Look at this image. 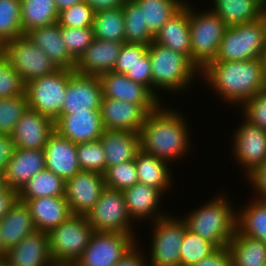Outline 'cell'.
I'll return each mask as SVG.
<instances>
[{"label":"cell","mask_w":266,"mask_h":266,"mask_svg":"<svg viewBox=\"0 0 266 266\" xmlns=\"http://www.w3.org/2000/svg\"><path fill=\"white\" fill-rule=\"evenodd\" d=\"M5 259V252L3 250L2 244H1V238H0V261Z\"/></svg>","instance_id":"6125c7cd"},{"label":"cell","mask_w":266,"mask_h":266,"mask_svg":"<svg viewBox=\"0 0 266 266\" xmlns=\"http://www.w3.org/2000/svg\"><path fill=\"white\" fill-rule=\"evenodd\" d=\"M125 75L132 81L146 86L152 92L151 62L148 52Z\"/></svg>","instance_id":"681fc988"},{"label":"cell","mask_w":266,"mask_h":266,"mask_svg":"<svg viewBox=\"0 0 266 266\" xmlns=\"http://www.w3.org/2000/svg\"><path fill=\"white\" fill-rule=\"evenodd\" d=\"M107 188L124 191L139 182L134 160L110 166L104 173Z\"/></svg>","instance_id":"7bdbcfd3"},{"label":"cell","mask_w":266,"mask_h":266,"mask_svg":"<svg viewBox=\"0 0 266 266\" xmlns=\"http://www.w3.org/2000/svg\"><path fill=\"white\" fill-rule=\"evenodd\" d=\"M234 130L231 145L233 159L244 169L246 177L266 161V131L251 124L245 118Z\"/></svg>","instance_id":"4fadbf2b"},{"label":"cell","mask_w":266,"mask_h":266,"mask_svg":"<svg viewBox=\"0 0 266 266\" xmlns=\"http://www.w3.org/2000/svg\"><path fill=\"white\" fill-rule=\"evenodd\" d=\"M0 266H9L5 260L0 261Z\"/></svg>","instance_id":"e7e4bbea"},{"label":"cell","mask_w":266,"mask_h":266,"mask_svg":"<svg viewBox=\"0 0 266 266\" xmlns=\"http://www.w3.org/2000/svg\"><path fill=\"white\" fill-rule=\"evenodd\" d=\"M103 88L99 77L87 76L68 69V83L62 113L100 109Z\"/></svg>","instance_id":"2e32d148"},{"label":"cell","mask_w":266,"mask_h":266,"mask_svg":"<svg viewBox=\"0 0 266 266\" xmlns=\"http://www.w3.org/2000/svg\"><path fill=\"white\" fill-rule=\"evenodd\" d=\"M58 68L74 70L76 61L68 53L57 23L39 27L26 34Z\"/></svg>","instance_id":"f1b7e54d"},{"label":"cell","mask_w":266,"mask_h":266,"mask_svg":"<svg viewBox=\"0 0 266 266\" xmlns=\"http://www.w3.org/2000/svg\"><path fill=\"white\" fill-rule=\"evenodd\" d=\"M149 266H179L180 248L185 234L186 222L182 217L170 213L151 222Z\"/></svg>","instance_id":"ba28073f"},{"label":"cell","mask_w":266,"mask_h":266,"mask_svg":"<svg viewBox=\"0 0 266 266\" xmlns=\"http://www.w3.org/2000/svg\"><path fill=\"white\" fill-rule=\"evenodd\" d=\"M246 178L255 191V197L266 200V161L252 170Z\"/></svg>","instance_id":"f907efd6"},{"label":"cell","mask_w":266,"mask_h":266,"mask_svg":"<svg viewBox=\"0 0 266 266\" xmlns=\"http://www.w3.org/2000/svg\"><path fill=\"white\" fill-rule=\"evenodd\" d=\"M229 196L217 194L182 217L187 229L212 242L217 248L228 247L236 231L237 212ZM231 204H230V203Z\"/></svg>","instance_id":"277c9868"},{"label":"cell","mask_w":266,"mask_h":266,"mask_svg":"<svg viewBox=\"0 0 266 266\" xmlns=\"http://www.w3.org/2000/svg\"><path fill=\"white\" fill-rule=\"evenodd\" d=\"M28 107L26 94L0 99V134L11 135Z\"/></svg>","instance_id":"b9f144b4"},{"label":"cell","mask_w":266,"mask_h":266,"mask_svg":"<svg viewBox=\"0 0 266 266\" xmlns=\"http://www.w3.org/2000/svg\"><path fill=\"white\" fill-rule=\"evenodd\" d=\"M217 247L185 227V234L180 248L179 266H193L201 259L209 256Z\"/></svg>","instance_id":"f35d334b"},{"label":"cell","mask_w":266,"mask_h":266,"mask_svg":"<svg viewBox=\"0 0 266 266\" xmlns=\"http://www.w3.org/2000/svg\"><path fill=\"white\" fill-rule=\"evenodd\" d=\"M99 78L104 97L141 105L148 113L162 103L146 86L132 81L125 74L111 71Z\"/></svg>","instance_id":"e0dca14e"},{"label":"cell","mask_w":266,"mask_h":266,"mask_svg":"<svg viewBox=\"0 0 266 266\" xmlns=\"http://www.w3.org/2000/svg\"><path fill=\"white\" fill-rule=\"evenodd\" d=\"M164 106L160 104L147 115L139 132L140 145L145 153L172 165L189 154L192 140L187 118L176 108Z\"/></svg>","instance_id":"6da1fadb"},{"label":"cell","mask_w":266,"mask_h":266,"mask_svg":"<svg viewBox=\"0 0 266 266\" xmlns=\"http://www.w3.org/2000/svg\"><path fill=\"white\" fill-rule=\"evenodd\" d=\"M143 9L144 24L155 34L185 4L187 0H134Z\"/></svg>","instance_id":"d590c367"},{"label":"cell","mask_w":266,"mask_h":266,"mask_svg":"<svg viewBox=\"0 0 266 266\" xmlns=\"http://www.w3.org/2000/svg\"><path fill=\"white\" fill-rule=\"evenodd\" d=\"M147 52L151 62L152 93L161 102L164 101L159 97V90L163 91L165 89L164 92H178V94L179 92H188L187 88H190L191 84L193 85V82H196L194 78H202L199 76L198 68L186 55L180 52L154 41L148 45Z\"/></svg>","instance_id":"3957f363"},{"label":"cell","mask_w":266,"mask_h":266,"mask_svg":"<svg viewBox=\"0 0 266 266\" xmlns=\"http://www.w3.org/2000/svg\"><path fill=\"white\" fill-rule=\"evenodd\" d=\"M148 51V45L123 43L113 72L126 74Z\"/></svg>","instance_id":"c3c4849f"},{"label":"cell","mask_w":266,"mask_h":266,"mask_svg":"<svg viewBox=\"0 0 266 266\" xmlns=\"http://www.w3.org/2000/svg\"><path fill=\"white\" fill-rule=\"evenodd\" d=\"M153 41L186 55L190 60L189 1L155 34Z\"/></svg>","instance_id":"484cf974"},{"label":"cell","mask_w":266,"mask_h":266,"mask_svg":"<svg viewBox=\"0 0 266 266\" xmlns=\"http://www.w3.org/2000/svg\"><path fill=\"white\" fill-rule=\"evenodd\" d=\"M132 234L94 232L76 266H114L136 243Z\"/></svg>","instance_id":"7c38bea8"},{"label":"cell","mask_w":266,"mask_h":266,"mask_svg":"<svg viewBox=\"0 0 266 266\" xmlns=\"http://www.w3.org/2000/svg\"><path fill=\"white\" fill-rule=\"evenodd\" d=\"M232 266H264L266 243L241 234L237 229L228 244Z\"/></svg>","instance_id":"1f68e13d"},{"label":"cell","mask_w":266,"mask_h":266,"mask_svg":"<svg viewBox=\"0 0 266 266\" xmlns=\"http://www.w3.org/2000/svg\"><path fill=\"white\" fill-rule=\"evenodd\" d=\"M37 231L49 232L65 222L71 214L65 196H52L25 202Z\"/></svg>","instance_id":"83f0119b"},{"label":"cell","mask_w":266,"mask_h":266,"mask_svg":"<svg viewBox=\"0 0 266 266\" xmlns=\"http://www.w3.org/2000/svg\"><path fill=\"white\" fill-rule=\"evenodd\" d=\"M261 60H262L264 72L266 75V44H265L264 51H263L262 56H261Z\"/></svg>","instance_id":"680465c9"},{"label":"cell","mask_w":266,"mask_h":266,"mask_svg":"<svg viewBox=\"0 0 266 266\" xmlns=\"http://www.w3.org/2000/svg\"><path fill=\"white\" fill-rule=\"evenodd\" d=\"M14 150L15 145L12 136L0 134V173L4 174L6 167L13 156Z\"/></svg>","instance_id":"f5cc1de1"},{"label":"cell","mask_w":266,"mask_h":266,"mask_svg":"<svg viewBox=\"0 0 266 266\" xmlns=\"http://www.w3.org/2000/svg\"><path fill=\"white\" fill-rule=\"evenodd\" d=\"M17 198V192L13 189L6 187L3 191H0V220Z\"/></svg>","instance_id":"9f6ffc18"},{"label":"cell","mask_w":266,"mask_h":266,"mask_svg":"<svg viewBox=\"0 0 266 266\" xmlns=\"http://www.w3.org/2000/svg\"><path fill=\"white\" fill-rule=\"evenodd\" d=\"M239 107L243 118L266 131V87Z\"/></svg>","instance_id":"7dc6e473"},{"label":"cell","mask_w":266,"mask_h":266,"mask_svg":"<svg viewBox=\"0 0 266 266\" xmlns=\"http://www.w3.org/2000/svg\"><path fill=\"white\" fill-rule=\"evenodd\" d=\"M50 266H76L75 263H52Z\"/></svg>","instance_id":"94428289"},{"label":"cell","mask_w":266,"mask_h":266,"mask_svg":"<svg viewBox=\"0 0 266 266\" xmlns=\"http://www.w3.org/2000/svg\"><path fill=\"white\" fill-rule=\"evenodd\" d=\"M189 24L191 38L190 61L201 72L211 61L216 59L219 44L228 26L210 9L198 12L190 2Z\"/></svg>","instance_id":"5b68a950"},{"label":"cell","mask_w":266,"mask_h":266,"mask_svg":"<svg viewBox=\"0 0 266 266\" xmlns=\"http://www.w3.org/2000/svg\"><path fill=\"white\" fill-rule=\"evenodd\" d=\"M57 6V10L62 11L63 9L69 8L75 4H79L84 0H54Z\"/></svg>","instance_id":"6f0895ef"},{"label":"cell","mask_w":266,"mask_h":266,"mask_svg":"<svg viewBox=\"0 0 266 266\" xmlns=\"http://www.w3.org/2000/svg\"><path fill=\"white\" fill-rule=\"evenodd\" d=\"M61 38L70 56L77 61L95 39L93 27H61Z\"/></svg>","instance_id":"ee69618b"},{"label":"cell","mask_w":266,"mask_h":266,"mask_svg":"<svg viewBox=\"0 0 266 266\" xmlns=\"http://www.w3.org/2000/svg\"><path fill=\"white\" fill-rule=\"evenodd\" d=\"M54 131L53 119L28 107L15 125L11 136L15 148L44 149Z\"/></svg>","instance_id":"ac0fdd59"},{"label":"cell","mask_w":266,"mask_h":266,"mask_svg":"<svg viewBox=\"0 0 266 266\" xmlns=\"http://www.w3.org/2000/svg\"><path fill=\"white\" fill-rule=\"evenodd\" d=\"M64 195L65 181L47 169L38 172L17 193L18 199L22 202L35 198Z\"/></svg>","instance_id":"e575fe53"},{"label":"cell","mask_w":266,"mask_h":266,"mask_svg":"<svg viewBox=\"0 0 266 266\" xmlns=\"http://www.w3.org/2000/svg\"><path fill=\"white\" fill-rule=\"evenodd\" d=\"M94 14V10L83 1L59 11L57 24L60 27H93Z\"/></svg>","instance_id":"bcb514c9"},{"label":"cell","mask_w":266,"mask_h":266,"mask_svg":"<svg viewBox=\"0 0 266 266\" xmlns=\"http://www.w3.org/2000/svg\"><path fill=\"white\" fill-rule=\"evenodd\" d=\"M76 152L81 171L96 172L104 175L106 157L99 140L76 144Z\"/></svg>","instance_id":"60d3db41"},{"label":"cell","mask_w":266,"mask_h":266,"mask_svg":"<svg viewBox=\"0 0 266 266\" xmlns=\"http://www.w3.org/2000/svg\"><path fill=\"white\" fill-rule=\"evenodd\" d=\"M23 36L21 0H0V40L6 43Z\"/></svg>","instance_id":"ab89813d"},{"label":"cell","mask_w":266,"mask_h":266,"mask_svg":"<svg viewBox=\"0 0 266 266\" xmlns=\"http://www.w3.org/2000/svg\"><path fill=\"white\" fill-rule=\"evenodd\" d=\"M34 231L36 228L28 205L17 198L0 220V238L4 252L15 247Z\"/></svg>","instance_id":"d4e9b609"},{"label":"cell","mask_w":266,"mask_h":266,"mask_svg":"<svg viewBox=\"0 0 266 266\" xmlns=\"http://www.w3.org/2000/svg\"><path fill=\"white\" fill-rule=\"evenodd\" d=\"M200 76L214 94L216 91L219 100L231 106H241L266 87L261 58L246 61L214 60L200 72Z\"/></svg>","instance_id":"7a4b0ae2"},{"label":"cell","mask_w":266,"mask_h":266,"mask_svg":"<svg viewBox=\"0 0 266 266\" xmlns=\"http://www.w3.org/2000/svg\"><path fill=\"white\" fill-rule=\"evenodd\" d=\"M6 187L4 174L0 173V191H3Z\"/></svg>","instance_id":"91938a15"},{"label":"cell","mask_w":266,"mask_h":266,"mask_svg":"<svg viewBox=\"0 0 266 266\" xmlns=\"http://www.w3.org/2000/svg\"><path fill=\"white\" fill-rule=\"evenodd\" d=\"M139 242H137L114 266H149L148 261L145 259V255L142 254L137 248ZM142 253V254H141Z\"/></svg>","instance_id":"db71d44e"},{"label":"cell","mask_w":266,"mask_h":266,"mask_svg":"<svg viewBox=\"0 0 266 266\" xmlns=\"http://www.w3.org/2000/svg\"><path fill=\"white\" fill-rule=\"evenodd\" d=\"M125 24V43L149 45L154 36L144 24L143 9L134 1L126 0L122 6Z\"/></svg>","instance_id":"74e56055"},{"label":"cell","mask_w":266,"mask_h":266,"mask_svg":"<svg viewBox=\"0 0 266 266\" xmlns=\"http://www.w3.org/2000/svg\"><path fill=\"white\" fill-rule=\"evenodd\" d=\"M4 55V42L0 40V58Z\"/></svg>","instance_id":"be15d7a7"},{"label":"cell","mask_w":266,"mask_h":266,"mask_svg":"<svg viewBox=\"0 0 266 266\" xmlns=\"http://www.w3.org/2000/svg\"><path fill=\"white\" fill-rule=\"evenodd\" d=\"M106 157V169L110 166L134 160L141 150L140 135L125 130L105 129L99 138Z\"/></svg>","instance_id":"4316f807"},{"label":"cell","mask_w":266,"mask_h":266,"mask_svg":"<svg viewBox=\"0 0 266 266\" xmlns=\"http://www.w3.org/2000/svg\"><path fill=\"white\" fill-rule=\"evenodd\" d=\"M125 24L122 7L94 14L93 31L96 39L125 43Z\"/></svg>","instance_id":"8d00e7d4"},{"label":"cell","mask_w":266,"mask_h":266,"mask_svg":"<svg viewBox=\"0 0 266 266\" xmlns=\"http://www.w3.org/2000/svg\"><path fill=\"white\" fill-rule=\"evenodd\" d=\"M128 213L134 221L151 220L155 222L166 216L160 209L162 195L164 194L151 186L138 182L123 191Z\"/></svg>","instance_id":"cb8c5ba5"},{"label":"cell","mask_w":266,"mask_h":266,"mask_svg":"<svg viewBox=\"0 0 266 266\" xmlns=\"http://www.w3.org/2000/svg\"><path fill=\"white\" fill-rule=\"evenodd\" d=\"M45 169L43 149L15 148L4 172L5 184L18 193L33 176Z\"/></svg>","instance_id":"44dd1931"},{"label":"cell","mask_w":266,"mask_h":266,"mask_svg":"<svg viewBox=\"0 0 266 266\" xmlns=\"http://www.w3.org/2000/svg\"><path fill=\"white\" fill-rule=\"evenodd\" d=\"M4 56L25 83L59 69L27 35L4 43Z\"/></svg>","instance_id":"8fae6325"},{"label":"cell","mask_w":266,"mask_h":266,"mask_svg":"<svg viewBox=\"0 0 266 266\" xmlns=\"http://www.w3.org/2000/svg\"><path fill=\"white\" fill-rule=\"evenodd\" d=\"M94 12L120 8L126 0H84Z\"/></svg>","instance_id":"11a10c76"},{"label":"cell","mask_w":266,"mask_h":266,"mask_svg":"<svg viewBox=\"0 0 266 266\" xmlns=\"http://www.w3.org/2000/svg\"><path fill=\"white\" fill-rule=\"evenodd\" d=\"M93 226L85 216L69 218L48 232L49 250L54 263H75L89 244Z\"/></svg>","instance_id":"52a82bcc"},{"label":"cell","mask_w":266,"mask_h":266,"mask_svg":"<svg viewBox=\"0 0 266 266\" xmlns=\"http://www.w3.org/2000/svg\"><path fill=\"white\" fill-rule=\"evenodd\" d=\"M9 266H50L48 232L34 231L5 253Z\"/></svg>","instance_id":"603a6c76"},{"label":"cell","mask_w":266,"mask_h":266,"mask_svg":"<svg viewBox=\"0 0 266 266\" xmlns=\"http://www.w3.org/2000/svg\"><path fill=\"white\" fill-rule=\"evenodd\" d=\"M26 83L3 55L0 58V99L25 94Z\"/></svg>","instance_id":"f6af8a7d"},{"label":"cell","mask_w":266,"mask_h":266,"mask_svg":"<svg viewBox=\"0 0 266 266\" xmlns=\"http://www.w3.org/2000/svg\"><path fill=\"white\" fill-rule=\"evenodd\" d=\"M193 266H232V257L228 247L217 248L209 256Z\"/></svg>","instance_id":"816d5d0a"},{"label":"cell","mask_w":266,"mask_h":266,"mask_svg":"<svg viewBox=\"0 0 266 266\" xmlns=\"http://www.w3.org/2000/svg\"><path fill=\"white\" fill-rule=\"evenodd\" d=\"M68 83V69L32 79L26 83L25 94L29 107L54 121L62 113Z\"/></svg>","instance_id":"9c48e42d"},{"label":"cell","mask_w":266,"mask_h":266,"mask_svg":"<svg viewBox=\"0 0 266 266\" xmlns=\"http://www.w3.org/2000/svg\"><path fill=\"white\" fill-rule=\"evenodd\" d=\"M122 45L123 42L95 38L76 61L74 71L95 77L113 71Z\"/></svg>","instance_id":"ffe728a7"},{"label":"cell","mask_w":266,"mask_h":266,"mask_svg":"<svg viewBox=\"0 0 266 266\" xmlns=\"http://www.w3.org/2000/svg\"><path fill=\"white\" fill-rule=\"evenodd\" d=\"M45 167L64 181L81 171L76 144L54 131L45 145Z\"/></svg>","instance_id":"7402d4cb"},{"label":"cell","mask_w":266,"mask_h":266,"mask_svg":"<svg viewBox=\"0 0 266 266\" xmlns=\"http://www.w3.org/2000/svg\"><path fill=\"white\" fill-rule=\"evenodd\" d=\"M138 180L147 186L160 190L163 194L169 189L173 182L172 169L168 162L163 161L154 155L140 150L135 159Z\"/></svg>","instance_id":"4dcf8cb0"},{"label":"cell","mask_w":266,"mask_h":266,"mask_svg":"<svg viewBox=\"0 0 266 266\" xmlns=\"http://www.w3.org/2000/svg\"><path fill=\"white\" fill-rule=\"evenodd\" d=\"M106 187L104 175L80 171L65 181V199L72 215L86 216Z\"/></svg>","instance_id":"5bb4252c"},{"label":"cell","mask_w":266,"mask_h":266,"mask_svg":"<svg viewBox=\"0 0 266 266\" xmlns=\"http://www.w3.org/2000/svg\"><path fill=\"white\" fill-rule=\"evenodd\" d=\"M58 13L54 0H21L23 35L33 29L57 23Z\"/></svg>","instance_id":"836d02e7"},{"label":"cell","mask_w":266,"mask_h":266,"mask_svg":"<svg viewBox=\"0 0 266 266\" xmlns=\"http://www.w3.org/2000/svg\"><path fill=\"white\" fill-rule=\"evenodd\" d=\"M266 44V14L249 23L228 27L215 60L260 59Z\"/></svg>","instance_id":"8992f818"},{"label":"cell","mask_w":266,"mask_h":266,"mask_svg":"<svg viewBox=\"0 0 266 266\" xmlns=\"http://www.w3.org/2000/svg\"><path fill=\"white\" fill-rule=\"evenodd\" d=\"M236 211V229L266 243V200L252 198L248 205Z\"/></svg>","instance_id":"d6a6232c"},{"label":"cell","mask_w":266,"mask_h":266,"mask_svg":"<svg viewBox=\"0 0 266 266\" xmlns=\"http://www.w3.org/2000/svg\"><path fill=\"white\" fill-rule=\"evenodd\" d=\"M54 129L75 144L99 140L105 130L100 109L61 113L54 121Z\"/></svg>","instance_id":"9a60e30c"},{"label":"cell","mask_w":266,"mask_h":266,"mask_svg":"<svg viewBox=\"0 0 266 266\" xmlns=\"http://www.w3.org/2000/svg\"><path fill=\"white\" fill-rule=\"evenodd\" d=\"M210 10L228 27L255 21L266 14V0H211Z\"/></svg>","instance_id":"f546056e"},{"label":"cell","mask_w":266,"mask_h":266,"mask_svg":"<svg viewBox=\"0 0 266 266\" xmlns=\"http://www.w3.org/2000/svg\"><path fill=\"white\" fill-rule=\"evenodd\" d=\"M148 114L141 105L104 96L100 105L102 124L108 130L139 133Z\"/></svg>","instance_id":"d6986e66"},{"label":"cell","mask_w":266,"mask_h":266,"mask_svg":"<svg viewBox=\"0 0 266 266\" xmlns=\"http://www.w3.org/2000/svg\"><path fill=\"white\" fill-rule=\"evenodd\" d=\"M94 232H118L136 236L122 191L105 187L99 200L85 216ZM133 223V225H132Z\"/></svg>","instance_id":"30bf717a"}]
</instances>
